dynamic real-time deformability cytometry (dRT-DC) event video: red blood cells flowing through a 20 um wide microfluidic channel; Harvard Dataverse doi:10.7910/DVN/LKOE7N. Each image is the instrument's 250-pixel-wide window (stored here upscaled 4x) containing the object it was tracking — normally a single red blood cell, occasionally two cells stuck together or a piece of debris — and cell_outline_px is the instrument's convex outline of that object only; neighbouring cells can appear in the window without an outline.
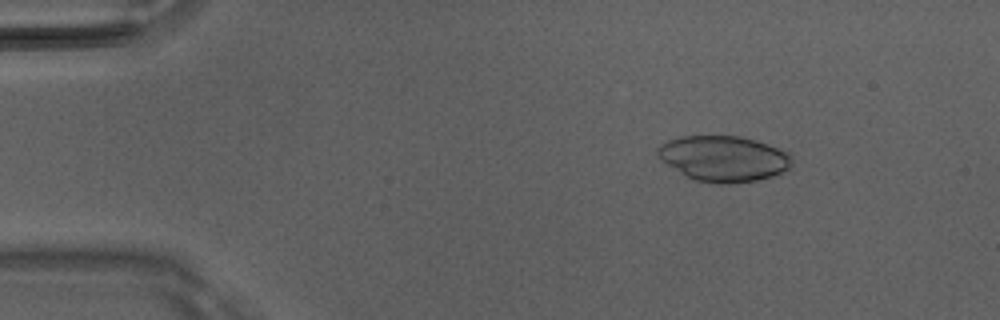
{"species": "Egyptian fruit bat (a non-hibernating species)", "species_latin": "Rousettus aegyptiacus", "temperature_condition": "room temperature", "stored_images_in_passage": 4, "camera_frame_rate_fps": 3000, "um_per_image_px": 0.085, "animal": {"sex": "male"}, "frame": {"image": 1, "passage_image": 2, "time_ms": 0.333, "image_size_px": [1000, 320], "cell_outline_px": [[792, 168], [772, 176], [756, 180], [732, 184], [716, 184], [696, 180], [680, 172], [668, 164], [656, 152], [656, 148], [660, 144], [668, 140], [680, 136], [740, 136], [756, 140], [768, 144], [788, 152], [792, 164]], "centroid_in_image_um": [61.53, 13.47], "position_along_channel_um": 23.5, "area_um2": 35.6}}